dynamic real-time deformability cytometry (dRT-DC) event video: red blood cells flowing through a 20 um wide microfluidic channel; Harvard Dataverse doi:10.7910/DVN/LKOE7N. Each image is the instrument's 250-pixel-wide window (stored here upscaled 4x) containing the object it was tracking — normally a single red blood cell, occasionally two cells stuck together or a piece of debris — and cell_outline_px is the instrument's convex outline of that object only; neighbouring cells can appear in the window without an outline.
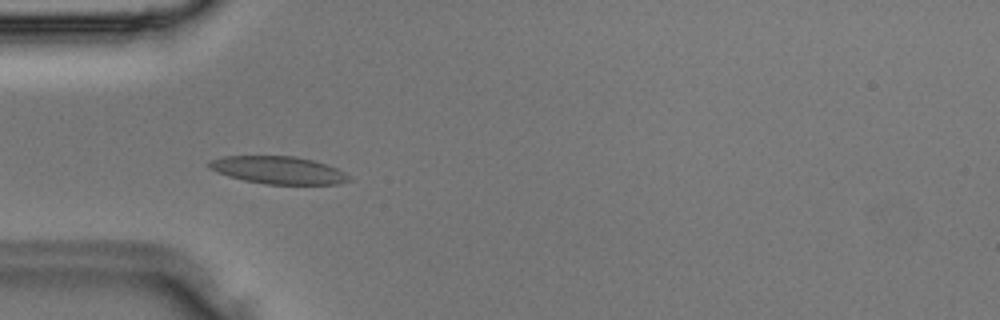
{"species": "Egyptian fruit bat (a non-hibernating species)", "species_latin": "Rousettus aegyptiacus", "temperature_condition": "room temperature", "stored_images_in_passage": 36, "camera_frame_rate_fps": 3000, "um_per_image_px": 0.085, "animal": {"sex": "male"}, "frame": {"image": 1, "passage_image": 10, "time_ms": 3.0, "image_size_px": [1000, 320], "cell_outline_px": [[352, 180], [340, 184], [264, 184], [244, 180], [228, 176], [216, 172], [208, 168], [208, 160], [224, 156], [296, 156], [312, 160], [336, 168], [344, 172]], "centroid_in_image_um": [23.62, 14.46], "position_along_channel_um": 61.4, "area_um2": 22.48}}
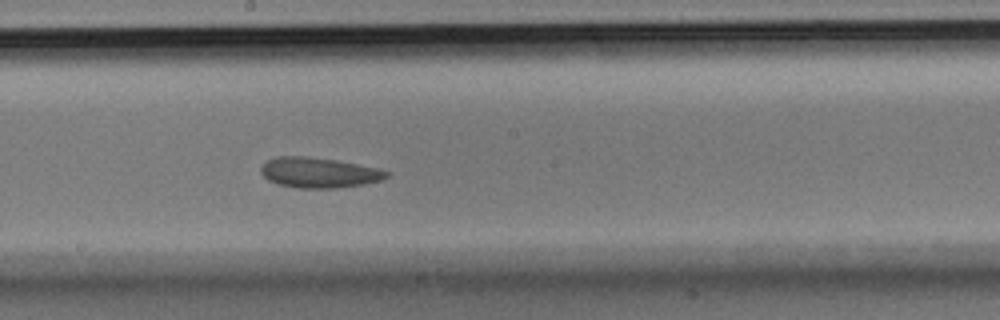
{"frame": {"image": 2, "passage_image": 19, "time_ms": 6.0, "image_size_px": [1000, 320], "cell_outline_px": [[388, 176], [384, 180], [364, 184], [336, 188], [296, 188], [280, 184], [268, 180], [260, 172], [260, 168], [264, 160], [276, 156], [308, 156], [336, 160], [380, 168], [388, 172]], "centroid_in_image_um": [27.09, 14.66], "position_along_channel_um": 221.1, "area_um2": 22.43}}
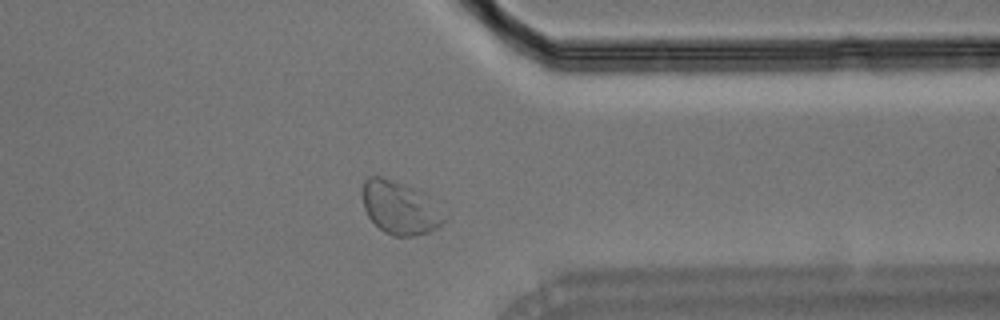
{"frame": {"image": 3, "passage_image": 28, "time_ms": 9.0, "image_size_px": [1000, 320], "cell_outline_px": [[448, 216], [436, 228], [428, 232], [412, 236], [392, 236], [384, 232], [368, 216], [364, 208], [364, 180], [368, 176], [380, 176], [416, 188]], "centroid_in_image_um": [33.99, 17.67], "position_along_channel_um": 377.4, "area_um2": 24.8}}